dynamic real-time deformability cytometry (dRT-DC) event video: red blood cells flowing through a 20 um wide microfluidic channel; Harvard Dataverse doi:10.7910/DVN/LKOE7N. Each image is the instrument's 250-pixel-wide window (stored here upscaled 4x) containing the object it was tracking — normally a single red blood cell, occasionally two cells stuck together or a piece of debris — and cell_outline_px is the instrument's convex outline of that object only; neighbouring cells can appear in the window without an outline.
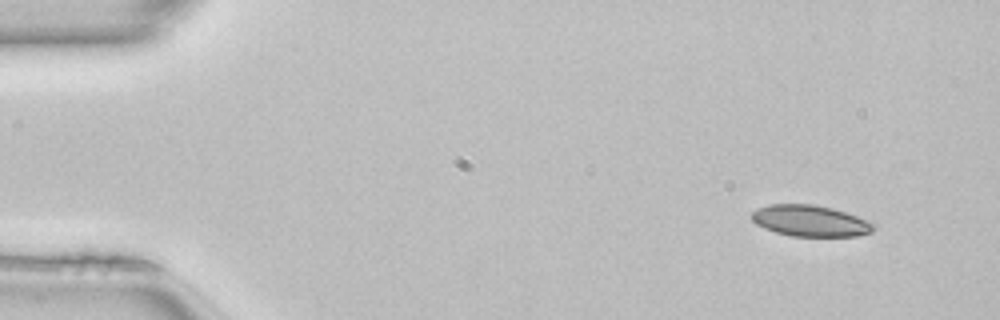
{"species": "common noctule bat (a hibernating species)", "species_latin": "Nyctalus noctula", "temperature_condition": "room temperature", "stored_images_in_passage": 46, "camera_frame_rate_fps": 3000, "um_per_image_px": 0.085, "animal": {"sex": "female", "body_mass_g": 22.7, "forearm_length_mm": 54.2}, "frame": {"image": 1, "passage_image": 1, "time_ms": 0.0, "image_size_px": [1000, 320], "cell_outline_px": [[876, 228], [872, 232], [856, 236], [792, 236], [776, 232], [764, 228], [756, 224], [752, 220], [752, 212], [756, 208], [768, 204], [812, 204], [832, 208], [856, 216], [876, 224]], "centroid_in_image_um": [68.86, 18.77], "position_along_channel_um": 16.1, "area_um2": 22.2}}
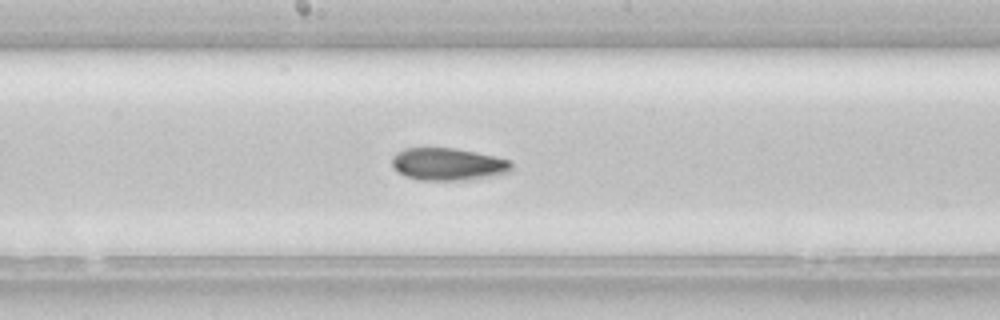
{"frame": {"image": 2, "passage_image": 23, "time_ms": 7.333, "image_size_px": [1000, 320], "cell_outline_px": [[512, 168], [508, 172], [460, 180], [416, 180], [404, 176], [392, 164], [392, 156], [396, 152], [404, 148], [456, 148], [496, 156], [508, 160], [512, 164]], "centroid_in_image_um": [38.03, 13.94], "position_along_channel_um": 210.2, "area_um2": 22.31}}
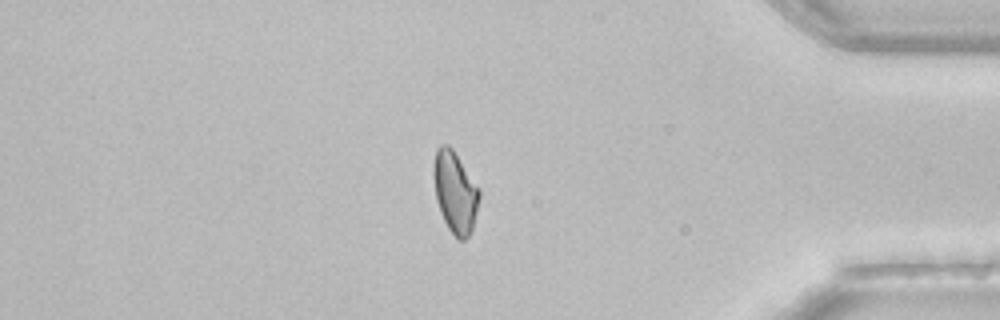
{"frame": {"image": 3, "passage_image": 39, "time_ms": 12.667, "image_size_px": [1000, 320], "cell_outline_px": [[480, 196], [472, 232], [464, 240], [460, 240], [448, 228], [440, 212], [436, 200], [432, 176], [432, 168], [436, 148], [440, 144], [448, 144], [452, 148], [480, 188]], "centroid_in_image_um": [38.67, 16.3], "position_along_channel_um": 396.5, "area_um2": 22.02}, "authors_computed_cell_mechanics": {"area_um2": 22.1952, "velocity_mm_per_s": 4.1145, "shape_relaxation_time_tau1_ms": null, "shape_relaxation_time_tau2_ms": 3.8144, "deformation_change_tau1": null, "deformation_change_tau2": 0.1015}}